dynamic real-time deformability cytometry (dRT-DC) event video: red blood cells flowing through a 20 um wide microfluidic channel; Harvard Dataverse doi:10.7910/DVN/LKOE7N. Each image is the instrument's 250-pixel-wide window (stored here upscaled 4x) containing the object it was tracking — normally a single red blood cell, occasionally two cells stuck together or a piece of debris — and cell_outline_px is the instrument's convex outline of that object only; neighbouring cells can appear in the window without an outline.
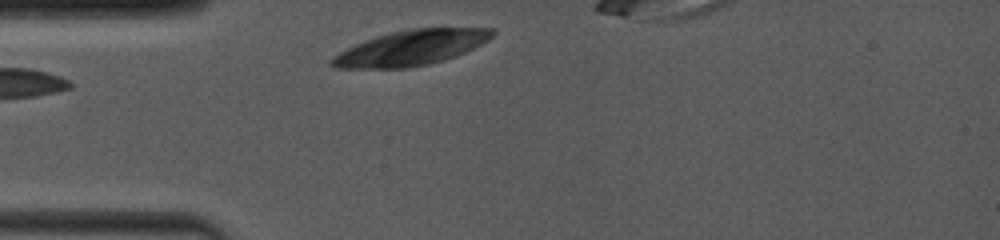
{"species": "common noctule bat (a hibernating species)", "species_latin": "Nyctalus noctula", "temperature_condition": "room temperature", "stored_images_in_passage": 8, "camera_frame_rate_fps": 4000, "um_per_image_px": 0.085, "animal": {"sex": "female", "body_mass_g": 19.0, "forearm_length_mm": 53.3}, "frame": {"image": 1, "passage_image": 1, "time_ms": 0.0, "image_size_px": [1000, 240], "cell_outline_px": [[496, 32], [488, 40], [464, 52], [444, 60], [428, 64], [408, 68], [336, 68], [328, 64], [328, 60], [332, 56], [364, 40], [376, 36], [408, 28], [492, 28]], "centroid_in_image_um": [34.89, 4.07], "position_along_channel_um": 50.1, "area_um2": 32.71}}